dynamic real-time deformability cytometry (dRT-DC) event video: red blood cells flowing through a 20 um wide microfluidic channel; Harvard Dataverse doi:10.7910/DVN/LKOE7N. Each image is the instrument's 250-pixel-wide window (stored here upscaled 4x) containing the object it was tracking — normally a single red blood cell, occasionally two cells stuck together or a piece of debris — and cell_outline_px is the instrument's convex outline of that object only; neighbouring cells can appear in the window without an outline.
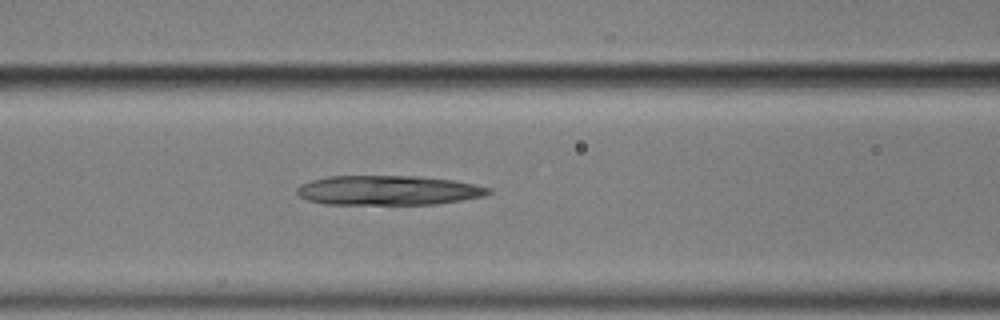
{"species": "common noctule bat (a hibernating species)", "species_latin": "Nyctalus noctula", "temperature_condition": "cold", "stored_images_in_passage": 55, "camera_frame_rate_fps": 3000, "um_per_image_px": 0.085, "animal": {"sex": "male", "body_mass_g": 17.9}, "frame": {"image": 1, "passage_image": 21, "time_ms": 6.667, "image_size_px": [1000, 320], "cell_outline_px": [[492, 192], [484, 196], [440, 204], [324, 204], [308, 200], [300, 196], [296, 192], [296, 188], [300, 184], [312, 180], [328, 176], [420, 176], [456, 180], [492, 188]], "centroid_in_image_um": [33.03, 16.17], "position_along_channel_um": 133.6, "area_um2": 33.29}}
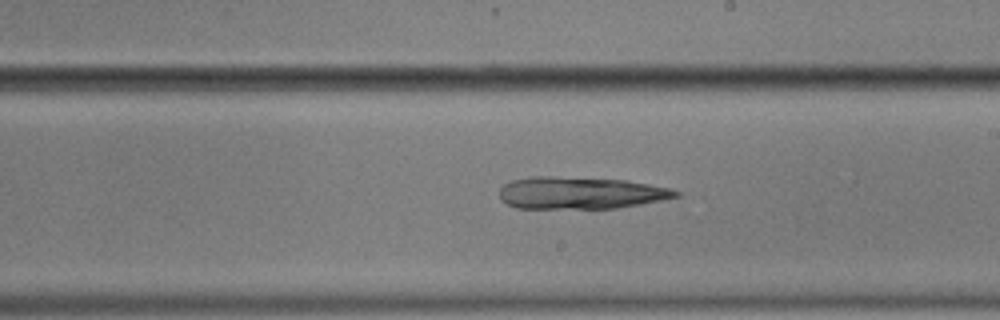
{"frame": {"image": 2, "passage_image": 30, "time_ms": 9.667, "image_size_px": [1000, 320], "cell_outline_px": [[680, 196], [640, 204], [616, 208], [516, 208], [500, 200], [500, 188], [504, 184], [512, 180], [532, 176], [548, 176], [624, 180], [648, 184], [668, 188], [680, 192]], "centroid_in_image_um": [49.29, 16.4], "position_along_channel_um": 239.7, "area_um2": 32.77}}
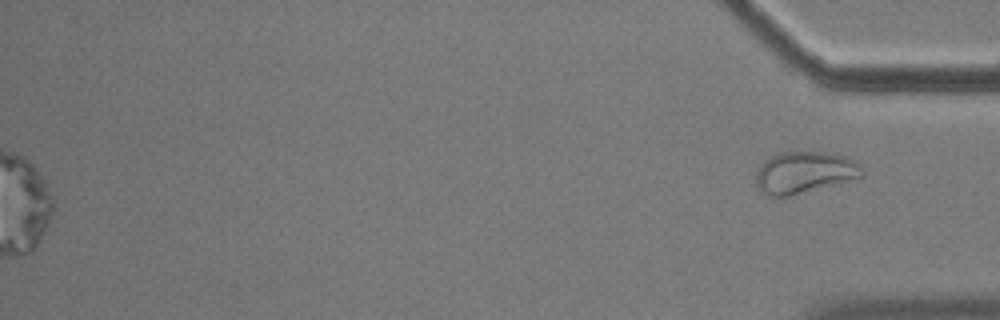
{"frame": {"image": 3, "passage_image": 55, "time_ms": 18.0, "image_size_px": [1000, 320], "cell_outline_px": [[864, 176], [788, 196], [768, 196], [756, 184], [756, 172], [760, 164], [764, 160], [780, 152], [828, 152], [844, 156], [852, 160], [864, 172]], "centroid_in_image_um": [68.33, 14.64], "position_along_channel_um": 366.9, "area_um2": 25.32}}